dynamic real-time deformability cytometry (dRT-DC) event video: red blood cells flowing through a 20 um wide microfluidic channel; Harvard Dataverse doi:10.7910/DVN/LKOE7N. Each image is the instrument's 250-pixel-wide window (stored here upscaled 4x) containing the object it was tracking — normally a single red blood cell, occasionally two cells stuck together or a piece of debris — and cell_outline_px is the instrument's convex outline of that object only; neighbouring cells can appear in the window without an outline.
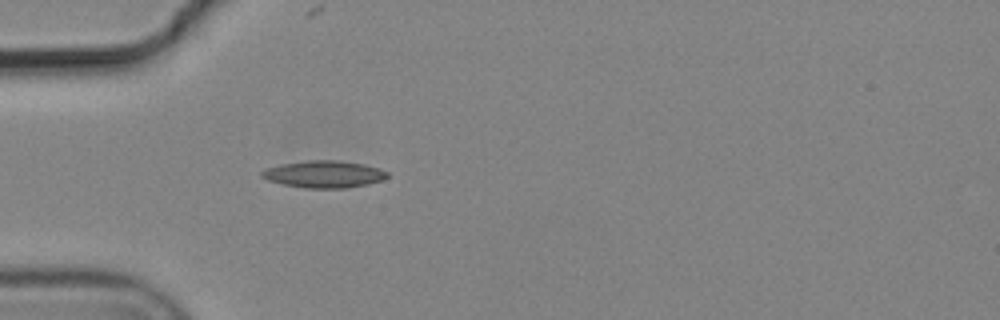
{"species": "common noctule bat (a hibernating species)", "species_latin": "Nyctalus noctula", "temperature_condition": "cold", "stored_images_in_passage": 1, "camera_frame_rate_fps": 3000, "um_per_image_px": 0.085, "animal": {"sex": "male", "body_mass_g": 19.2, "forearm_length_mm": 51.8}, "frame": {"image": 1, "passage_image": 1, "time_ms": 0.0, "image_size_px": [1000, 320], "cell_outline_px": [[388, 176], [384, 180], [368, 184], [344, 188], [304, 188], [284, 184], [268, 180], [260, 176], [260, 172], [264, 168], [280, 164], [308, 160], [340, 160], [364, 164], [380, 168], [388, 172]], "centroid_in_image_um": [27.54, 14.8], "position_along_channel_um": 57.5, "area_um2": 20.0}}